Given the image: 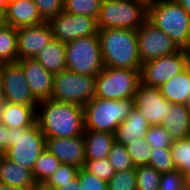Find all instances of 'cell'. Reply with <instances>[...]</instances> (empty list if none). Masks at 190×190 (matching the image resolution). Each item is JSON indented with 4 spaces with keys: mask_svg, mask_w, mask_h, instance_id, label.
Listing matches in <instances>:
<instances>
[{
    "mask_svg": "<svg viewBox=\"0 0 190 190\" xmlns=\"http://www.w3.org/2000/svg\"><path fill=\"white\" fill-rule=\"evenodd\" d=\"M36 123L45 138L77 137L85 132L83 107L53 99L39 101Z\"/></svg>",
    "mask_w": 190,
    "mask_h": 190,
    "instance_id": "obj_1",
    "label": "cell"
},
{
    "mask_svg": "<svg viewBox=\"0 0 190 190\" xmlns=\"http://www.w3.org/2000/svg\"><path fill=\"white\" fill-rule=\"evenodd\" d=\"M104 67L141 69L136 30L98 29Z\"/></svg>",
    "mask_w": 190,
    "mask_h": 190,
    "instance_id": "obj_2",
    "label": "cell"
},
{
    "mask_svg": "<svg viewBox=\"0 0 190 190\" xmlns=\"http://www.w3.org/2000/svg\"><path fill=\"white\" fill-rule=\"evenodd\" d=\"M147 19L180 49L190 51V13L178 0H158L149 5Z\"/></svg>",
    "mask_w": 190,
    "mask_h": 190,
    "instance_id": "obj_3",
    "label": "cell"
},
{
    "mask_svg": "<svg viewBox=\"0 0 190 190\" xmlns=\"http://www.w3.org/2000/svg\"><path fill=\"white\" fill-rule=\"evenodd\" d=\"M134 108V99L107 100L94 97L84 107L85 130L114 134Z\"/></svg>",
    "mask_w": 190,
    "mask_h": 190,
    "instance_id": "obj_4",
    "label": "cell"
},
{
    "mask_svg": "<svg viewBox=\"0 0 190 190\" xmlns=\"http://www.w3.org/2000/svg\"><path fill=\"white\" fill-rule=\"evenodd\" d=\"M8 149L4 156L20 167L33 170L39 155L46 149V138L35 123L29 128H8Z\"/></svg>",
    "mask_w": 190,
    "mask_h": 190,
    "instance_id": "obj_5",
    "label": "cell"
},
{
    "mask_svg": "<svg viewBox=\"0 0 190 190\" xmlns=\"http://www.w3.org/2000/svg\"><path fill=\"white\" fill-rule=\"evenodd\" d=\"M148 7L137 0H102L98 29H139L147 20Z\"/></svg>",
    "mask_w": 190,
    "mask_h": 190,
    "instance_id": "obj_6",
    "label": "cell"
},
{
    "mask_svg": "<svg viewBox=\"0 0 190 190\" xmlns=\"http://www.w3.org/2000/svg\"><path fill=\"white\" fill-rule=\"evenodd\" d=\"M141 69L104 67L95 77V97L107 100L134 99Z\"/></svg>",
    "mask_w": 190,
    "mask_h": 190,
    "instance_id": "obj_7",
    "label": "cell"
},
{
    "mask_svg": "<svg viewBox=\"0 0 190 190\" xmlns=\"http://www.w3.org/2000/svg\"><path fill=\"white\" fill-rule=\"evenodd\" d=\"M66 69L96 77L103 69L98 35L79 37L65 44Z\"/></svg>",
    "mask_w": 190,
    "mask_h": 190,
    "instance_id": "obj_8",
    "label": "cell"
},
{
    "mask_svg": "<svg viewBox=\"0 0 190 190\" xmlns=\"http://www.w3.org/2000/svg\"><path fill=\"white\" fill-rule=\"evenodd\" d=\"M95 97V77L69 69L54 74L51 99L84 107Z\"/></svg>",
    "mask_w": 190,
    "mask_h": 190,
    "instance_id": "obj_9",
    "label": "cell"
},
{
    "mask_svg": "<svg viewBox=\"0 0 190 190\" xmlns=\"http://www.w3.org/2000/svg\"><path fill=\"white\" fill-rule=\"evenodd\" d=\"M190 65V51L180 49L171 55L142 63L141 83L160 88L168 80L183 72Z\"/></svg>",
    "mask_w": 190,
    "mask_h": 190,
    "instance_id": "obj_10",
    "label": "cell"
},
{
    "mask_svg": "<svg viewBox=\"0 0 190 190\" xmlns=\"http://www.w3.org/2000/svg\"><path fill=\"white\" fill-rule=\"evenodd\" d=\"M138 51L141 63L178 52L180 48L163 31L148 19L136 30Z\"/></svg>",
    "mask_w": 190,
    "mask_h": 190,
    "instance_id": "obj_11",
    "label": "cell"
},
{
    "mask_svg": "<svg viewBox=\"0 0 190 190\" xmlns=\"http://www.w3.org/2000/svg\"><path fill=\"white\" fill-rule=\"evenodd\" d=\"M48 22L53 38L64 44L79 37L96 35L98 32L97 20L91 16L74 15L62 11Z\"/></svg>",
    "mask_w": 190,
    "mask_h": 190,
    "instance_id": "obj_12",
    "label": "cell"
},
{
    "mask_svg": "<svg viewBox=\"0 0 190 190\" xmlns=\"http://www.w3.org/2000/svg\"><path fill=\"white\" fill-rule=\"evenodd\" d=\"M134 107L151 125H160L171 111L172 103L162 96L160 88L138 84L134 94Z\"/></svg>",
    "mask_w": 190,
    "mask_h": 190,
    "instance_id": "obj_13",
    "label": "cell"
},
{
    "mask_svg": "<svg viewBox=\"0 0 190 190\" xmlns=\"http://www.w3.org/2000/svg\"><path fill=\"white\" fill-rule=\"evenodd\" d=\"M2 75L5 102L38 106L39 101L33 96L18 62L2 64Z\"/></svg>",
    "mask_w": 190,
    "mask_h": 190,
    "instance_id": "obj_14",
    "label": "cell"
},
{
    "mask_svg": "<svg viewBox=\"0 0 190 190\" xmlns=\"http://www.w3.org/2000/svg\"><path fill=\"white\" fill-rule=\"evenodd\" d=\"M54 40L48 21L17 29L18 60L35 58L46 45Z\"/></svg>",
    "mask_w": 190,
    "mask_h": 190,
    "instance_id": "obj_15",
    "label": "cell"
},
{
    "mask_svg": "<svg viewBox=\"0 0 190 190\" xmlns=\"http://www.w3.org/2000/svg\"><path fill=\"white\" fill-rule=\"evenodd\" d=\"M24 72L28 86L38 101L51 99L54 74L48 72L35 58L17 61Z\"/></svg>",
    "mask_w": 190,
    "mask_h": 190,
    "instance_id": "obj_16",
    "label": "cell"
},
{
    "mask_svg": "<svg viewBox=\"0 0 190 190\" xmlns=\"http://www.w3.org/2000/svg\"><path fill=\"white\" fill-rule=\"evenodd\" d=\"M46 149L61 163L83 168L85 156V141L83 135L69 138H46Z\"/></svg>",
    "mask_w": 190,
    "mask_h": 190,
    "instance_id": "obj_17",
    "label": "cell"
},
{
    "mask_svg": "<svg viewBox=\"0 0 190 190\" xmlns=\"http://www.w3.org/2000/svg\"><path fill=\"white\" fill-rule=\"evenodd\" d=\"M3 18L16 29L44 22L34 0H9Z\"/></svg>",
    "mask_w": 190,
    "mask_h": 190,
    "instance_id": "obj_18",
    "label": "cell"
},
{
    "mask_svg": "<svg viewBox=\"0 0 190 190\" xmlns=\"http://www.w3.org/2000/svg\"><path fill=\"white\" fill-rule=\"evenodd\" d=\"M36 108L4 102L0 107V122L7 128H29L36 123Z\"/></svg>",
    "mask_w": 190,
    "mask_h": 190,
    "instance_id": "obj_19",
    "label": "cell"
},
{
    "mask_svg": "<svg viewBox=\"0 0 190 190\" xmlns=\"http://www.w3.org/2000/svg\"><path fill=\"white\" fill-rule=\"evenodd\" d=\"M150 124L134 107L128 117L117 127L114 135L115 142L124 146L136 139H144Z\"/></svg>",
    "mask_w": 190,
    "mask_h": 190,
    "instance_id": "obj_20",
    "label": "cell"
},
{
    "mask_svg": "<svg viewBox=\"0 0 190 190\" xmlns=\"http://www.w3.org/2000/svg\"><path fill=\"white\" fill-rule=\"evenodd\" d=\"M174 140L190 137V108L186 104L172 103L169 115L160 124Z\"/></svg>",
    "mask_w": 190,
    "mask_h": 190,
    "instance_id": "obj_21",
    "label": "cell"
},
{
    "mask_svg": "<svg viewBox=\"0 0 190 190\" xmlns=\"http://www.w3.org/2000/svg\"><path fill=\"white\" fill-rule=\"evenodd\" d=\"M85 156L86 161L108 158L112 145L115 143V135L109 132L85 130Z\"/></svg>",
    "mask_w": 190,
    "mask_h": 190,
    "instance_id": "obj_22",
    "label": "cell"
},
{
    "mask_svg": "<svg viewBox=\"0 0 190 190\" xmlns=\"http://www.w3.org/2000/svg\"><path fill=\"white\" fill-rule=\"evenodd\" d=\"M162 96L174 104L190 103V65L160 87Z\"/></svg>",
    "mask_w": 190,
    "mask_h": 190,
    "instance_id": "obj_23",
    "label": "cell"
},
{
    "mask_svg": "<svg viewBox=\"0 0 190 190\" xmlns=\"http://www.w3.org/2000/svg\"><path fill=\"white\" fill-rule=\"evenodd\" d=\"M35 182L31 170L20 167L3 156L0 162V183L29 190Z\"/></svg>",
    "mask_w": 190,
    "mask_h": 190,
    "instance_id": "obj_24",
    "label": "cell"
},
{
    "mask_svg": "<svg viewBox=\"0 0 190 190\" xmlns=\"http://www.w3.org/2000/svg\"><path fill=\"white\" fill-rule=\"evenodd\" d=\"M35 59L50 73L56 74L66 69L65 44L54 39L46 45Z\"/></svg>",
    "mask_w": 190,
    "mask_h": 190,
    "instance_id": "obj_25",
    "label": "cell"
},
{
    "mask_svg": "<svg viewBox=\"0 0 190 190\" xmlns=\"http://www.w3.org/2000/svg\"><path fill=\"white\" fill-rule=\"evenodd\" d=\"M17 61V29L4 24L0 29V64Z\"/></svg>",
    "mask_w": 190,
    "mask_h": 190,
    "instance_id": "obj_26",
    "label": "cell"
},
{
    "mask_svg": "<svg viewBox=\"0 0 190 190\" xmlns=\"http://www.w3.org/2000/svg\"><path fill=\"white\" fill-rule=\"evenodd\" d=\"M62 163L47 149L36 160L32 170L33 178L37 182H45Z\"/></svg>",
    "mask_w": 190,
    "mask_h": 190,
    "instance_id": "obj_27",
    "label": "cell"
},
{
    "mask_svg": "<svg viewBox=\"0 0 190 190\" xmlns=\"http://www.w3.org/2000/svg\"><path fill=\"white\" fill-rule=\"evenodd\" d=\"M170 149L175 169L186 175L190 172V137L174 140Z\"/></svg>",
    "mask_w": 190,
    "mask_h": 190,
    "instance_id": "obj_28",
    "label": "cell"
},
{
    "mask_svg": "<svg viewBox=\"0 0 190 190\" xmlns=\"http://www.w3.org/2000/svg\"><path fill=\"white\" fill-rule=\"evenodd\" d=\"M102 0H64L63 11L74 15L91 16L97 20Z\"/></svg>",
    "mask_w": 190,
    "mask_h": 190,
    "instance_id": "obj_29",
    "label": "cell"
},
{
    "mask_svg": "<svg viewBox=\"0 0 190 190\" xmlns=\"http://www.w3.org/2000/svg\"><path fill=\"white\" fill-rule=\"evenodd\" d=\"M137 190H159L161 173L153 167L137 166L135 168Z\"/></svg>",
    "mask_w": 190,
    "mask_h": 190,
    "instance_id": "obj_30",
    "label": "cell"
},
{
    "mask_svg": "<svg viewBox=\"0 0 190 190\" xmlns=\"http://www.w3.org/2000/svg\"><path fill=\"white\" fill-rule=\"evenodd\" d=\"M160 173L175 170V164L170 148H152L149 165Z\"/></svg>",
    "mask_w": 190,
    "mask_h": 190,
    "instance_id": "obj_31",
    "label": "cell"
},
{
    "mask_svg": "<svg viewBox=\"0 0 190 190\" xmlns=\"http://www.w3.org/2000/svg\"><path fill=\"white\" fill-rule=\"evenodd\" d=\"M109 162L116 172L135 169V165L130 158L126 146L114 143L108 155Z\"/></svg>",
    "mask_w": 190,
    "mask_h": 190,
    "instance_id": "obj_32",
    "label": "cell"
},
{
    "mask_svg": "<svg viewBox=\"0 0 190 190\" xmlns=\"http://www.w3.org/2000/svg\"><path fill=\"white\" fill-rule=\"evenodd\" d=\"M126 148L135 167L149 165L152 148L145 139H136L126 145Z\"/></svg>",
    "mask_w": 190,
    "mask_h": 190,
    "instance_id": "obj_33",
    "label": "cell"
},
{
    "mask_svg": "<svg viewBox=\"0 0 190 190\" xmlns=\"http://www.w3.org/2000/svg\"><path fill=\"white\" fill-rule=\"evenodd\" d=\"M151 148H170L174 139L161 125H151L144 138Z\"/></svg>",
    "mask_w": 190,
    "mask_h": 190,
    "instance_id": "obj_34",
    "label": "cell"
},
{
    "mask_svg": "<svg viewBox=\"0 0 190 190\" xmlns=\"http://www.w3.org/2000/svg\"><path fill=\"white\" fill-rule=\"evenodd\" d=\"M107 185L108 190H137L135 169L116 172Z\"/></svg>",
    "mask_w": 190,
    "mask_h": 190,
    "instance_id": "obj_35",
    "label": "cell"
},
{
    "mask_svg": "<svg viewBox=\"0 0 190 190\" xmlns=\"http://www.w3.org/2000/svg\"><path fill=\"white\" fill-rule=\"evenodd\" d=\"M87 172L108 182L116 173L108 158L85 161L84 167Z\"/></svg>",
    "mask_w": 190,
    "mask_h": 190,
    "instance_id": "obj_36",
    "label": "cell"
},
{
    "mask_svg": "<svg viewBox=\"0 0 190 190\" xmlns=\"http://www.w3.org/2000/svg\"><path fill=\"white\" fill-rule=\"evenodd\" d=\"M79 169L80 168L76 166L62 163L52 176L45 181V183L53 189H57L62 186V183L70 182L75 178Z\"/></svg>",
    "mask_w": 190,
    "mask_h": 190,
    "instance_id": "obj_37",
    "label": "cell"
},
{
    "mask_svg": "<svg viewBox=\"0 0 190 190\" xmlns=\"http://www.w3.org/2000/svg\"><path fill=\"white\" fill-rule=\"evenodd\" d=\"M185 175L177 169L161 173L159 190H186Z\"/></svg>",
    "mask_w": 190,
    "mask_h": 190,
    "instance_id": "obj_38",
    "label": "cell"
},
{
    "mask_svg": "<svg viewBox=\"0 0 190 190\" xmlns=\"http://www.w3.org/2000/svg\"><path fill=\"white\" fill-rule=\"evenodd\" d=\"M40 16L44 21H49L63 11L64 0H34Z\"/></svg>",
    "mask_w": 190,
    "mask_h": 190,
    "instance_id": "obj_39",
    "label": "cell"
},
{
    "mask_svg": "<svg viewBox=\"0 0 190 190\" xmlns=\"http://www.w3.org/2000/svg\"><path fill=\"white\" fill-rule=\"evenodd\" d=\"M80 190H108L107 182L80 168L77 174Z\"/></svg>",
    "mask_w": 190,
    "mask_h": 190,
    "instance_id": "obj_40",
    "label": "cell"
},
{
    "mask_svg": "<svg viewBox=\"0 0 190 190\" xmlns=\"http://www.w3.org/2000/svg\"><path fill=\"white\" fill-rule=\"evenodd\" d=\"M8 128L0 122V152L5 153L8 149Z\"/></svg>",
    "mask_w": 190,
    "mask_h": 190,
    "instance_id": "obj_41",
    "label": "cell"
},
{
    "mask_svg": "<svg viewBox=\"0 0 190 190\" xmlns=\"http://www.w3.org/2000/svg\"><path fill=\"white\" fill-rule=\"evenodd\" d=\"M80 185L78 177L76 176L70 182L62 183V186L58 187L55 190H80Z\"/></svg>",
    "mask_w": 190,
    "mask_h": 190,
    "instance_id": "obj_42",
    "label": "cell"
},
{
    "mask_svg": "<svg viewBox=\"0 0 190 190\" xmlns=\"http://www.w3.org/2000/svg\"><path fill=\"white\" fill-rule=\"evenodd\" d=\"M29 190H55L48 186L45 182H35Z\"/></svg>",
    "mask_w": 190,
    "mask_h": 190,
    "instance_id": "obj_43",
    "label": "cell"
},
{
    "mask_svg": "<svg viewBox=\"0 0 190 190\" xmlns=\"http://www.w3.org/2000/svg\"><path fill=\"white\" fill-rule=\"evenodd\" d=\"M5 102L4 91H3V75H2V64H0V107Z\"/></svg>",
    "mask_w": 190,
    "mask_h": 190,
    "instance_id": "obj_44",
    "label": "cell"
},
{
    "mask_svg": "<svg viewBox=\"0 0 190 190\" xmlns=\"http://www.w3.org/2000/svg\"><path fill=\"white\" fill-rule=\"evenodd\" d=\"M9 0H0V16H4Z\"/></svg>",
    "mask_w": 190,
    "mask_h": 190,
    "instance_id": "obj_45",
    "label": "cell"
},
{
    "mask_svg": "<svg viewBox=\"0 0 190 190\" xmlns=\"http://www.w3.org/2000/svg\"><path fill=\"white\" fill-rule=\"evenodd\" d=\"M0 190H25V189L17 188V187H13V186H10V185L0 183Z\"/></svg>",
    "mask_w": 190,
    "mask_h": 190,
    "instance_id": "obj_46",
    "label": "cell"
},
{
    "mask_svg": "<svg viewBox=\"0 0 190 190\" xmlns=\"http://www.w3.org/2000/svg\"><path fill=\"white\" fill-rule=\"evenodd\" d=\"M184 9L190 13V0H178Z\"/></svg>",
    "mask_w": 190,
    "mask_h": 190,
    "instance_id": "obj_47",
    "label": "cell"
},
{
    "mask_svg": "<svg viewBox=\"0 0 190 190\" xmlns=\"http://www.w3.org/2000/svg\"><path fill=\"white\" fill-rule=\"evenodd\" d=\"M137 1H141L148 7L149 5L154 4L158 0H137Z\"/></svg>",
    "mask_w": 190,
    "mask_h": 190,
    "instance_id": "obj_48",
    "label": "cell"
},
{
    "mask_svg": "<svg viewBox=\"0 0 190 190\" xmlns=\"http://www.w3.org/2000/svg\"><path fill=\"white\" fill-rule=\"evenodd\" d=\"M185 178H186V186H187V188H190V172H188L185 175Z\"/></svg>",
    "mask_w": 190,
    "mask_h": 190,
    "instance_id": "obj_49",
    "label": "cell"
},
{
    "mask_svg": "<svg viewBox=\"0 0 190 190\" xmlns=\"http://www.w3.org/2000/svg\"><path fill=\"white\" fill-rule=\"evenodd\" d=\"M5 24L3 16H0V29Z\"/></svg>",
    "mask_w": 190,
    "mask_h": 190,
    "instance_id": "obj_50",
    "label": "cell"
},
{
    "mask_svg": "<svg viewBox=\"0 0 190 190\" xmlns=\"http://www.w3.org/2000/svg\"><path fill=\"white\" fill-rule=\"evenodd\" d=\"M4 156V153L0 152V162H1V159L3 158Z\"/></svg>",
    "mask_w": 190,
    "mask_h": 190,
    "instance_id": "obj_51",
    "label": "cell"
}]
</instances>
